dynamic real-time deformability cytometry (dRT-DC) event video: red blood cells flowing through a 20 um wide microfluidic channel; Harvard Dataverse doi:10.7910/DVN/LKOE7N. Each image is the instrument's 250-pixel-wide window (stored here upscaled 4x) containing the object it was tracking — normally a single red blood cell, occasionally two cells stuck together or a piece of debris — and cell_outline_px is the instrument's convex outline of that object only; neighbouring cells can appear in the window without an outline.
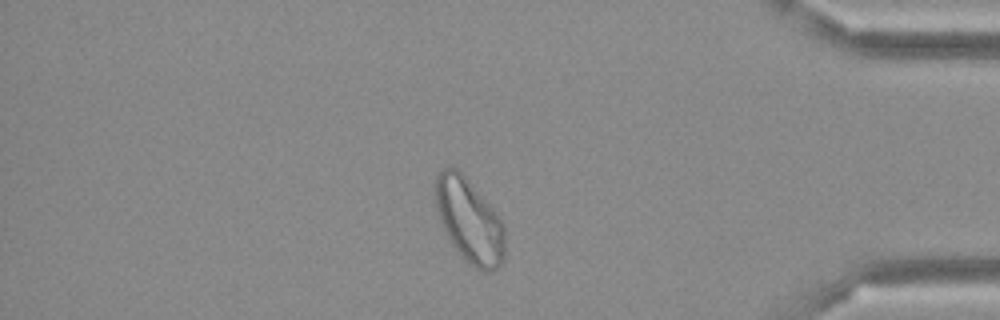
{"species": "Egyptian fruit bat (a non-hibernating species)", "species_latin": "Rousettus aegyptiacus", "temperature_condition": "cold", "stored_images_in_passage": 47, "camera_frame_rate_fps": 3000, "um_per_image_px": 0.085, "frame": {"image": 1, "passage_image": 40, "time_ms": 13.0, "image_size_px": [1000, 320], "cell_outline_px": [[504, 260], [492, 272], [484, 272], [476, 268], [448, 240], [440, 220], [436, 208], [432, 192], [432, 184], [436, 172], [444, 168], [456, 168], [468, 180], [496, 212], [504, 228]], "centroid_in_image_um": [39.83, 18.7], "position_along_channel_um": 395.4, "area_um2": 34.04}}